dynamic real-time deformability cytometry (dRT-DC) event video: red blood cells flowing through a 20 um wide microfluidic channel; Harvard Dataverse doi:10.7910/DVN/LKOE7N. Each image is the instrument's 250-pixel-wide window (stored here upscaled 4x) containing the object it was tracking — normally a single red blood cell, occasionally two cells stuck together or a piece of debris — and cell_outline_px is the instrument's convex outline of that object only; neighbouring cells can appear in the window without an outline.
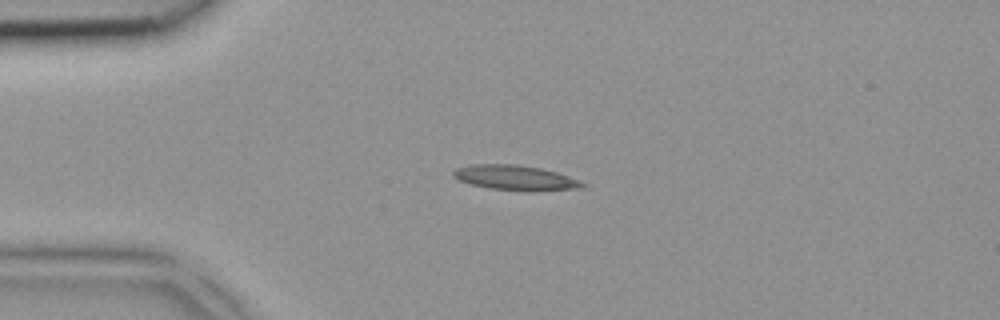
{"species": "common noctule bat (a hibernating species)", "species_latin": "Nyctalus noctula", "temperature_condition": "room temperature", "stored_images_in_passage": 3, "camera_frame_rate_fps": 3000, "um_per_image_px": 0.085, "animal": {"sex": "female", "body_mass_g": 18.4}, "frame": {"image": 1, "passage_image": 2, "time_ms": 0.333, "image_size_px": [1000, 320], "cell_outline_px": [[588, 184], [584, 188], [532, 192], [528, 192], [492, 188], [472, 184], [460, 180], [452, 176], [452, 172], [456, 168], [472, 164], [516, 164], [540, 168], [556, 172], [580, 180]], "centroid_in_image_um": [43.87, 15.12], "position_along_channel_um": 41.1, "area_um2": 18.96}}